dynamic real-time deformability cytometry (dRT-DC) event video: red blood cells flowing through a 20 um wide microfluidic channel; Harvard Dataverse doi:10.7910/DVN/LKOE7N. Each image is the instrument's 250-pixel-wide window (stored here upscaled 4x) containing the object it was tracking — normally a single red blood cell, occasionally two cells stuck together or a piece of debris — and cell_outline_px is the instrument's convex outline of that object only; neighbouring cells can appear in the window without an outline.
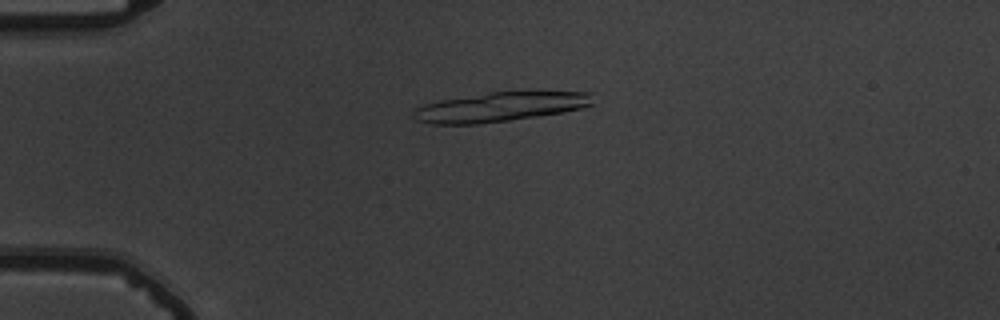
{"species": "common noctule bat (a hibernating species)", "species_latin": "Nyctalus noctula", "temperature_condition": "warm", "stored_images_in_passage": 8, "camera_frame_rate_fps": 3000, "um_per_image_px": 0.085, "animal": {"sex": "male", "body_mass_g": 19.5, "forearm_length_mm": 54.6}, "frame": {"image": 1, "passage_image": 2, "time_ms": 0.333, "image_size_px": [1000, 320], "cell_outline_px": [[592, 104], [580, 108], [564, 112], [512, 120], [480, 124], [432, 124], [416, 120], [412, 116], [412, 112], [416, 108], [424, 104], [440, 100], [488, 92], [588, 92]], "centroid_in_image_um": [42.42, 9.1], "position_along_channel_um": 42.6, "area_um2": 30.52}}